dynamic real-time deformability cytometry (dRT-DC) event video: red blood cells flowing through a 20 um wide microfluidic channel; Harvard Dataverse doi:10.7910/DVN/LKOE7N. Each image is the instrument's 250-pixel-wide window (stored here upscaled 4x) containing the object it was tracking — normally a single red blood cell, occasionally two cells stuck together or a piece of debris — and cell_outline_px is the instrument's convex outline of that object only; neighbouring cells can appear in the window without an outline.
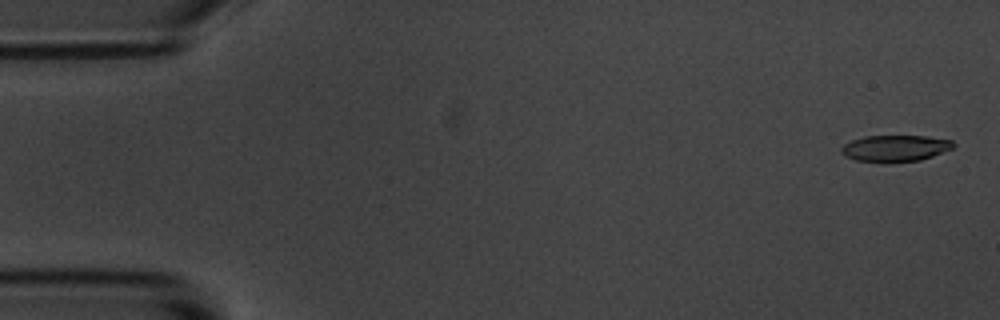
{"species": "common noctule bat (a hibernating species)", "species_latin": "Nyctalus noctula", "temperature_condition": "room temperature", "stored_images_in_passage": 5, "camera_frame_rate_fps": 3000, "um_per_image_px": 0.085, "animal": {"sex": "male", "body_mass_g": 20.1, "forearm_length_mm": 53.5}, "frame": {"image": 1, "passage_image": 1, "time_ms": 0.0, "image_size_px": [1000, 320], "cell_outline_px": [[956, 144], [952, 148], [932, 156], [920, 160], [856, 160], [844, 156], [840, 152], [840, 148], [844, 144], [852, 140], [864, 136], [928, 136], [952, 140]], "centroid_in_image_um": [76.09, 12.56], "position_along_channel_um": 8.9, "area_um2": 16.7}}
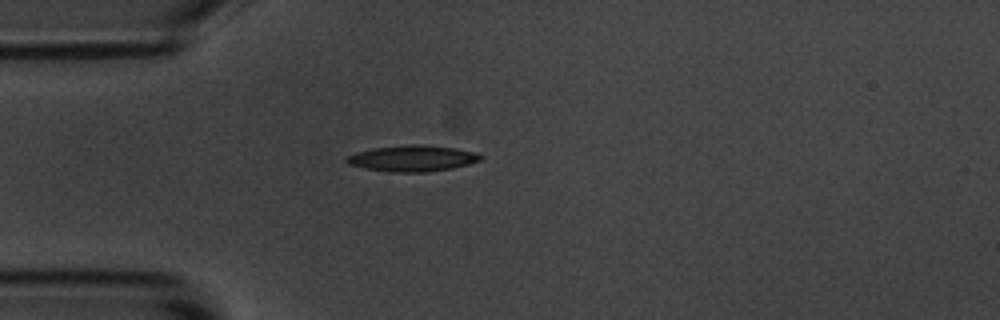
{"frame": {"image": 2, "passage_image": 5, "time_ms": 4.333, "image_size_px": [1000, 320], "cell_outline_px": [[484, 156], [480, 160], [468, 164], [452, 168], [424, 172], [392, 172], [364, 168], [348, 164], [344, 160], [348, 156], [356, 152], [372, 148], [416, 144], [456, 148], [476, 152]], "centroid_in_image_um": [35.06, 13.46], "position_along_channel_um": 49.9, "area_um2": 20.23}}